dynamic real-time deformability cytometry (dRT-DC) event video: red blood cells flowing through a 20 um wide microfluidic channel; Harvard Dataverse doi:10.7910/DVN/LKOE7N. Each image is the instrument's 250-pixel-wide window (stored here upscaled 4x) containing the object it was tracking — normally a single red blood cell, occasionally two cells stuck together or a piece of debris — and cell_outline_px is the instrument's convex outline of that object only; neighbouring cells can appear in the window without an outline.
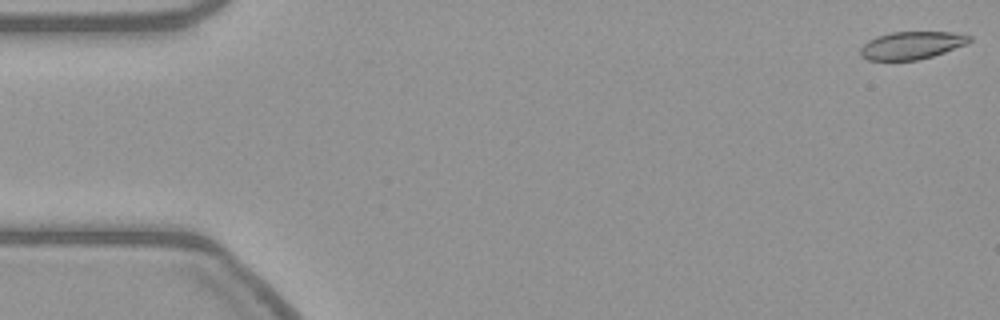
{"species": "common noctule bat (a hibernating species)", "species_latin": "Nyctalus noctula", "temperature_condition": "warm", "stored_images_in_passage": 12, "camera_frame_rate_fps": 3000, "um_per_image_px": 0.085, "animal": {"sex": "female", "body_mass_g": 21.9}, "frame": {"image": 1, "passage_image": 1, "time_ms": 0.0, "image_size_px": [1000, 320], "cell_outline_px": [[972, 40], [968, 44], [932, 56], [916, 60], [868, 60], [860, 56], [860, 48], [868, 40], [876, 36], [892, 32], [952, 32], [972, 36]], "centroid_in_image_um": [77.49, 3.85], "position_along_channel_um": 7.5, "area_um2": 17.63}}